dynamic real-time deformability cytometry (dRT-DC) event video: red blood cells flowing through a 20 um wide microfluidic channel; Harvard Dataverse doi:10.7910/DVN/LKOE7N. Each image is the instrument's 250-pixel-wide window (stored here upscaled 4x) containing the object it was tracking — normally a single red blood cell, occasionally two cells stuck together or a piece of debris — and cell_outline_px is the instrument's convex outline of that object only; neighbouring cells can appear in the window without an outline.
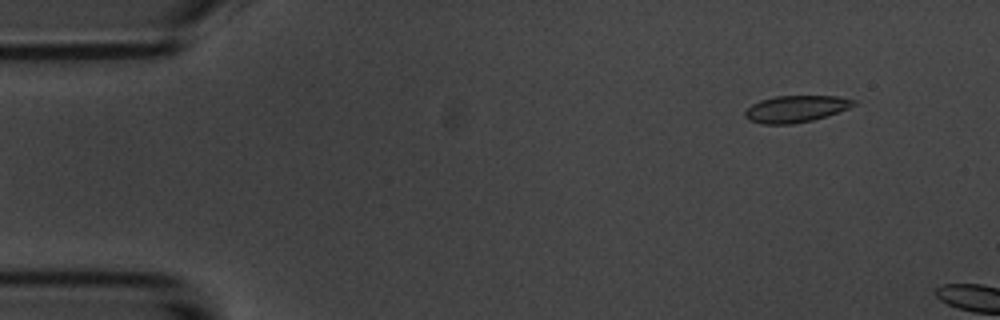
{"species": "common noctule bat (a hibernating species)", "species_latin": "Nyctalus noctula", "temperature_condition": "room temperature", "stored_images_in_passage": 3, "camera_frame_rate_fps": 3000, "um_per_image_px": 0.085, "animal": {"sex": "male", "body_mass_g": 20.1, "forearm_length_mm": 53.5}, "frame": {"image": 1, "passage_image": 2, "time_ms": 1.0, "image_size_px": [1000, 320], "cell_outline_px": [[856, 104], [848, 108], [828, 116], [812, 120], [792, 124], [760, 124], [748, 120], [744, 116], [744, 112], [752, 104], [760, 100], [776, 96], [836, 96], [856, 100]], "centroid_in_image_um": [67.63, 9.26], "position_along_channel_um": 17.4, "area_um2": 16.99}}